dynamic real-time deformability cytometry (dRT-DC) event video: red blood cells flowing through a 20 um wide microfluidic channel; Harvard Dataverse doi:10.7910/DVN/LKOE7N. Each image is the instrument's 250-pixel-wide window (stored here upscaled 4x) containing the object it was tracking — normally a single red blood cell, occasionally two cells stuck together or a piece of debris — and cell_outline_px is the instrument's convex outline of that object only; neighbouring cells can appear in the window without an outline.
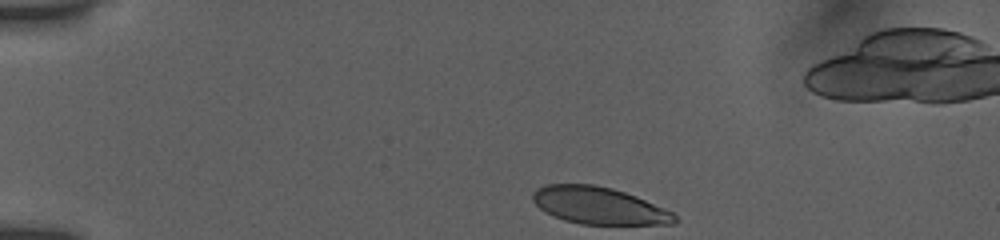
{"species": "human", "species_latin": "Homo sapiens", "temperature_condition": "room temperature", "stored_images_in_passage": 21, "camera_frame_rate_fps": 3000, "um_per_image_px": 0.085, "donor": {"sex": "female"}, "frame": {"image": 1, "passage_image": 1, "time_ms": 0.0, "image_size_px": [1000, 240], "cell_outline_px": [[676, 220], [672, 224], [580, 224], [564, 220], [552, 216], [544, 212], [532, 200], [532, 192], [536, 188], [548, 184], [596, 184], [612, 188], [636, 196], [672, 212], [676, 216]], "centroid_in_image_um": [50.85, 17.47], "position_along_channel_um": 34.1, "area_um2": 30.63}}
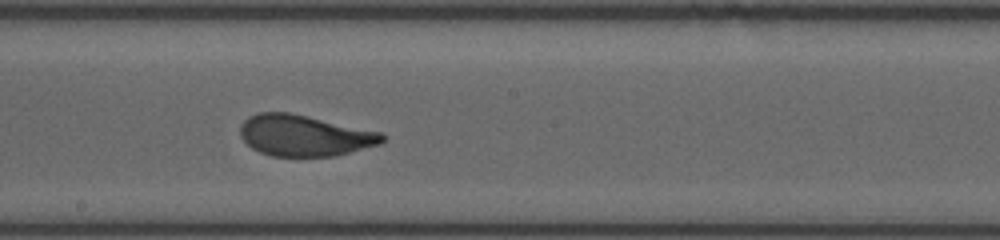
{"frame": {"image": 2, "passage_image": 12, "time_ms": 6.667, "image_size_px": [1000, 240], "cell_outline_px": [[384, 140], [380, 144], [336, 156], [272, 156], [260, 152], [252, 148], [240, 136], [240, 124], [248, 116], [260, 112], [288, 112], [308, 116], [380, 132], [384, 136]], "centroid_in_image_um": [25.84, 11.52], "position_along_channel_um": 222.4, "area_um2": 33.93}}
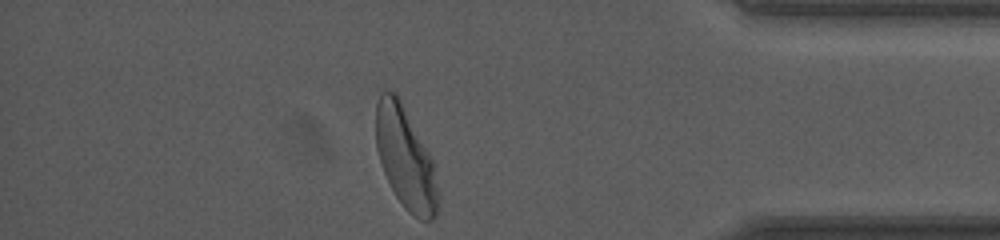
{"frame": {"image": 3, "passage_image": 21, "time_ms": 12.0, "image_size_px": [1000, 240], "cell_outline_px": [[440, 204], [436, 216], [432, 220], [420, 220], [412, 216], [404, 208], [396, 196], [380, 164], [376, 148], [376, 104], [380, 92], [396, 92], [428, 152], [432, 160], [440, 196]], "centroid_in_image_um": [34.47, 13.51], "position_along_channel_um": 400.7, "area_um2": 36.82}, "authors_computed_cell_mechanics": {"area_um2": 34.2754, "velocity_mm_per_s": 3.844, "shape_relaxation_time_tau1_ms": 3.4323, "shape_relaxation_time_tau2_ms": null, "deformation_change_tau1": 0.1656, "deformation_change_tau2": null}}